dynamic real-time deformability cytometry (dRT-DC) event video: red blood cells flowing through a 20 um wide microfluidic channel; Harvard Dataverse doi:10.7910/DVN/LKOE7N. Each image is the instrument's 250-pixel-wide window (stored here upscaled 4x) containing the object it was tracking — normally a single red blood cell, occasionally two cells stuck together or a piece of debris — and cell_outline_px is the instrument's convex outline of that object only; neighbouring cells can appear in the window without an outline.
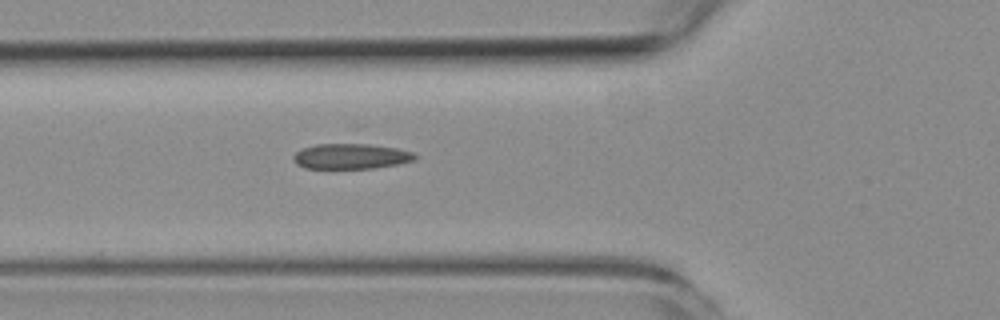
{"species": "common noctule bat (a hibernating species)", "species_latin": "Nyctalus noctula", "temperature_condition": "room temperature", "stored_images_in_passage": 2, "camera_frame_rate_fps": 3000, "um_per_image_px": 0.085, "animal": {"sex": "female", "body_mass_g": 19.3, "forearm_length_mm": 54.1}, "frame": {"image": 1, "passage_image": 2, "time_ms": 1.0, "image_size_px": [1000, 320], "cell_outline_px": [[416, 160], [396, 164], [372, 168], [304, 168], [296, 164], [292, 160], [292, 156], [296, 152], [304, 148], [316, 144], [360, 140], [396, 148], [412, 152], [416, 156]], "centroid_in_image_um": [29.81, 13.22], "position_along_channel_um": 96.0, "area_um2": 18.84}}